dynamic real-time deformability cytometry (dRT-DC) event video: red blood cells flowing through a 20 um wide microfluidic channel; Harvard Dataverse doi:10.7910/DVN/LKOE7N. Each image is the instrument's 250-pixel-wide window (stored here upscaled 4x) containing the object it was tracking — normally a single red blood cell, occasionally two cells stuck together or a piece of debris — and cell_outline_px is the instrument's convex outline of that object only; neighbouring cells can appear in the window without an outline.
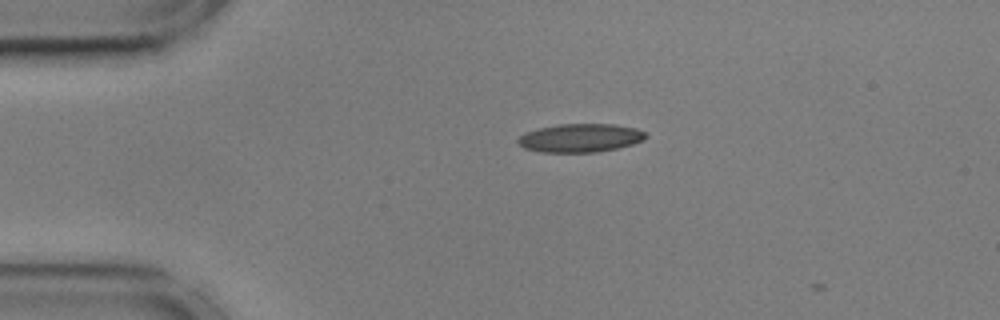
{"species": "common noctule bat (a hibernating species)", "species_latin": "Nyctalus noctula", "temperature_condition": "cold", "stored_images_in_passage": 3, "camera_frame_rate_fps": 3000, "um_per_image_px": 0.085, "animal": {"sex": "male", "body_mass_g": 17.9, "forearm_length_mm": 54.2}, "frame": {"image": 1, "passage_image": 2, "time_ms": 0.333, "image_size_px": [1000, 320], "cell_outline_px": [[648, 136], [644, 140], [632, 144], [616, 148], [596, 152], [540, 152], [524, 148], [516, 140], [520, 136], [528, 132], [540, 128], [556, 124], [616, 124], [636, 128], [644, 132]], "centroid_in_image_um": [49.35, 11.72], "position_along_channel_um": 35.7, "area_um2": 21.1}}